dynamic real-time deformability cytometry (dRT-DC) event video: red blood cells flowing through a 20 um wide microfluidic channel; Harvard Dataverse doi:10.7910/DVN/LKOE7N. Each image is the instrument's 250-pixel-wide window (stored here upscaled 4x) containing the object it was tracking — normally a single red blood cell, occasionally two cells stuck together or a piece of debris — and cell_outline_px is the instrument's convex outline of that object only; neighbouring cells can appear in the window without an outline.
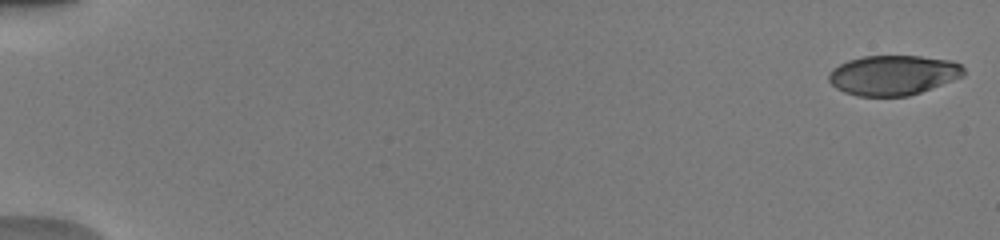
{"species": "human", "species_latin": "Homo sapiens", "temperature_condition": "warm", "stored_images_in_passage": 25, "camera_frame_rate_fps": 3000, "um_per_image_px": 0.085, "donor": {"sex": "male"}, "frame": {"image": 1, "passage_image": 1, "time_ms": 0.0, "image_size_px": [1000, 240], "cell_outline_px": [[964, 76], [920, 92], [908, 96], [856, 96], [844, 92], [836, 88], [828, 80], [828, 76], [832, 68], [848, 60], [864, 56], [920, 56], [952, 60], [960, 64], [964, 68]], "centroid_in_image_um": [75.91, 6.38], "position_along_channel_um": 9.1, "area_um2": 31.39}}
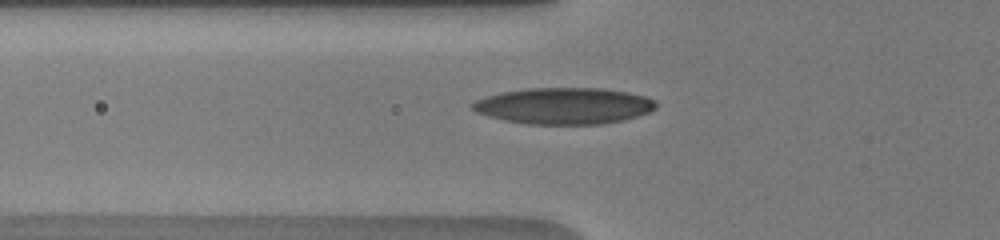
{"frame": {"image": 2, "passage_image": 11, "time_ms": 6.333, "image_size_px": [1000, 240], "cell_outline_px": [[656, 108], [648, 112], [624, 120], [600, 124], [528, 124], [504, 120], [488, 116], [476, 112], [468, 104], [476, 100], [500, 92], [528, 88], [600, 88], [628, 92], [644, 96], [656, 100]], "centroid_in_image_um": [47.92, 8.99], "position_along_channel_um": 77.9, "area_um2": 38.96}}
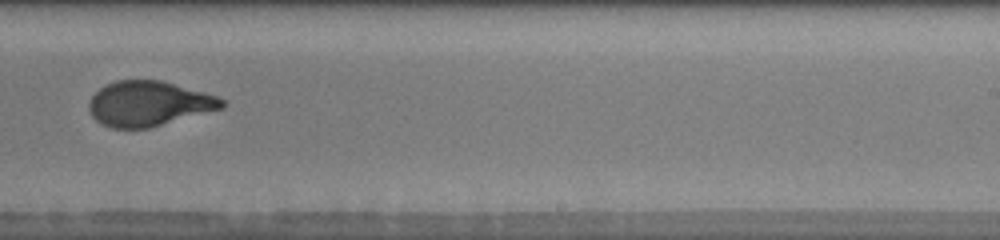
{"frame": {"image": 3, "passage_image": 18, "time_ms": 11.333, "image_size_px": [1000, 240], "cell_outline_px": [[224, 108], [148, 128], [112, 128], [100, 124], [92, 116], [88, 108], [88, 104], [92, 96], [104, 84], [116, 80], [160, 80], [204, 92], [216, 96], [224, 100]], "centroid_in_image_um": [12.61, 8.81], "position_along_channel_um": 276.4, "area_um2": 34.8}, "authors_computed_cell_mechanics": {"area_um2": 34.7956, "velocity_mm_per_s": 3.9653, "shape_relaxation_time_tau1_ms": 4.5383, "shape_relaxation_time_tau2_ms": 0.8203, "deformation_change_tau1": 0.2196, "deformation_change_tau2": 0.0698}}